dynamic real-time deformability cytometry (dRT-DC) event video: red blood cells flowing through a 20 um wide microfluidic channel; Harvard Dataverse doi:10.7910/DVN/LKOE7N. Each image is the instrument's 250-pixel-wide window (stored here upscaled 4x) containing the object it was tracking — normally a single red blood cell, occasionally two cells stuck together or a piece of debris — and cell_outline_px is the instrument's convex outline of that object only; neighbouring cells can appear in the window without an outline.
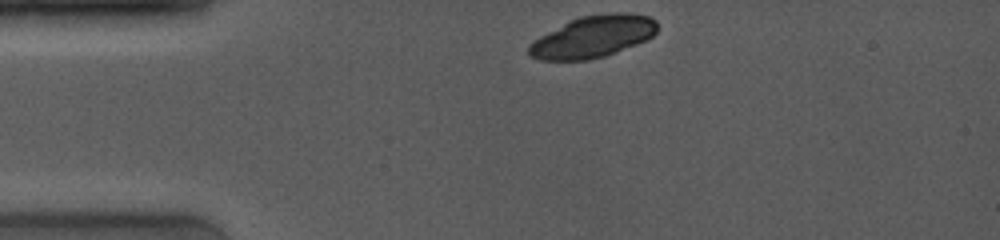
{"species": "common noctule bat (a hibernating species)", "species_latin": "Nyctalus noctula", "temperature_condition": "room temperature", "stored_images_in_passage": 6, "camera_frame_rate_fps": 4000, "um_per_image_px": 0.085, "animal": {"sex": "female", "body_mass_g": 19.0, "forearm_length_mm": 53.3}, "frame": {"image": 1, "passage_image": 1, "time_ms": 0.0, "image_size_px": [1000, 240], "cell_outline_px": [[656, 32], [652, 36], [636, 44], [604, 56], [588, 60], [540, 60], [532, 56], [528, 52], [528, 44], [540, 36], [580, 16], [616, 12], [632, 12], [648, 16], [656, 20]], "centroid_in_image_um": [50.41, 3.11], "position_along_channel_um": 34.6, "area_um2": 30.92}}